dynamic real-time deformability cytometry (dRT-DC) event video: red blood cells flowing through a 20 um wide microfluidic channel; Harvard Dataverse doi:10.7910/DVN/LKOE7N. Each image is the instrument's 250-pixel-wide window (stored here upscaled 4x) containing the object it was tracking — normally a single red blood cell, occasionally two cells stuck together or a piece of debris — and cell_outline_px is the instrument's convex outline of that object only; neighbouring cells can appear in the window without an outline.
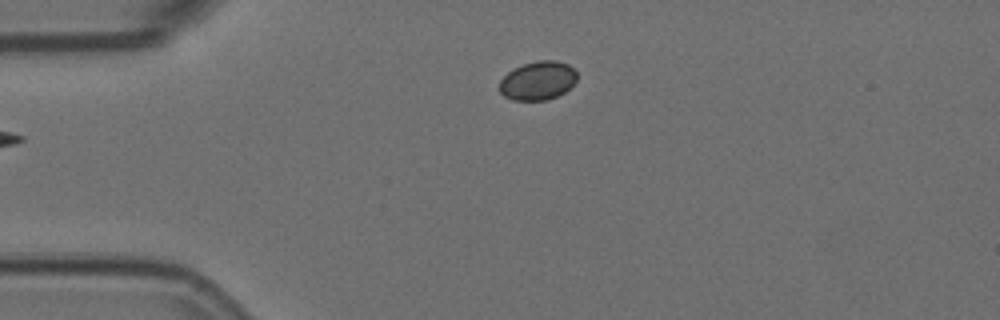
{"species": "Egyptian fruit bat (a non-hibernating species)", "species_latin": "Rousettus aegyptiacus", "temperature_condition": "room temperature", "stored_images_in_passage": 2, "camera_frame_rate_fps": 3000, "um_per_image_px": 0.085, "animal": {"sex": "female"}, "frame": {"image": 1, "passage_image": 1, "time_ms": 0.0, "image_size_px": [1000, 320], "cell_outline_px": [[576, 80], [564, 92], [548, 100], [512, 100], [504, 96], [500, 92], [500, 80], [508, 72], [524, 64], [536, 60], [556, 60], [568, 64], [576, 72]], "centroid_in_image_um": [45.71, 6.85], "position_along_channel_um": 39.3, "area_um2": 17.34}}